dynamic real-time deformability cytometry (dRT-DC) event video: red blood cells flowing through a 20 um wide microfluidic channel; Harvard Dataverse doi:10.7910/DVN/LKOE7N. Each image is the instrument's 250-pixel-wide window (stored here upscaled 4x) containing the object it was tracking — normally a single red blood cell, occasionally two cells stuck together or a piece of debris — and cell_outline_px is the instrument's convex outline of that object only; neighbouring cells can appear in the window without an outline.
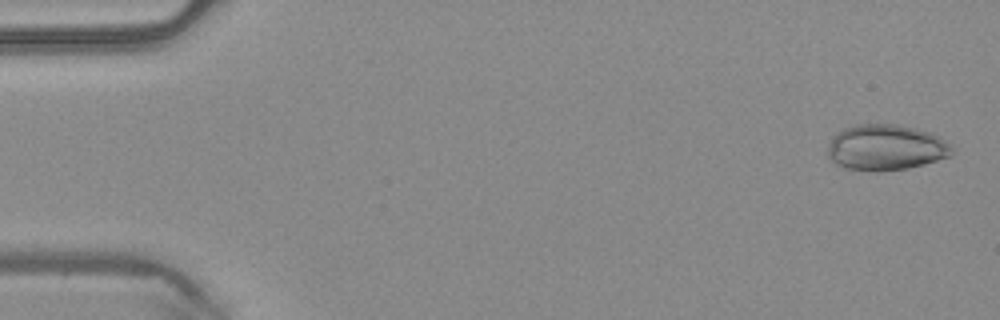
{"species": "common noctule bat (a hibernating species)", "species_latin": "Nyctalus noctula", "temperature_condition": "warm", "stored_images_in_passage": 48, "camera_frame_rate_fps": 3000, "um_per_image_px": 0.085, "animal": {"sex": "male", "body_mass_g": 20.4}, "frame": {"image": 1, "passage_image": 1, "time_ms": 0.0, "image_size_px": [1000, 320], "cell_outline_px": [[952, 156], [924, 164], [908, 168], [880, 172], [872, 172], [844, 168], [836, 164], [828, 156], [828, 148], [832, 136], [836, 132], [844, 128], [856, 124], [896, 124], [916, 128], [928, 132], [944, 140], [952, 148]], "centroid_in_image_um": [75.26, 12.55], "position_along_channel_um": 9.7, "area_um2": 33.35}}
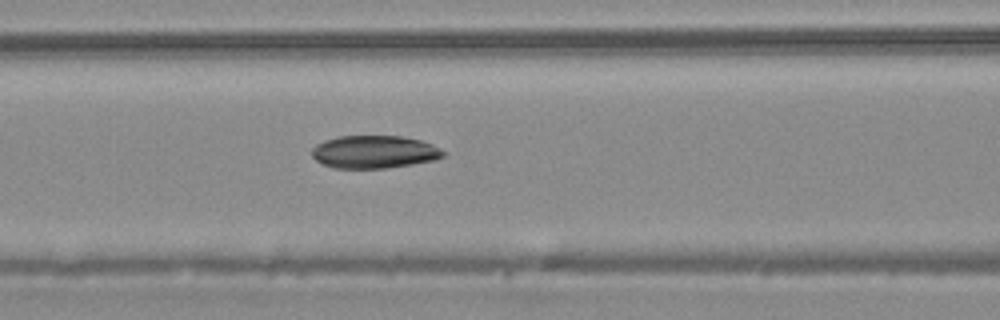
{"frame": {"image": 2, "passage_image": 20, "time_ms": 6.333, "image_size_px": [1000, 320], "cell_outline_px": [[448, 152], [444, 156], [436, 160], [388, 168], [332, 168], [316, 160], [312, 156], [312, 148], [316, 144], [324, 140], [340, 136], [400, 136], [420, 140], [432, 144]], "centroid_in_image_um": [31.84, 12.91], "position_along_channel_um": 134.8, "area_um2": 25.26}}
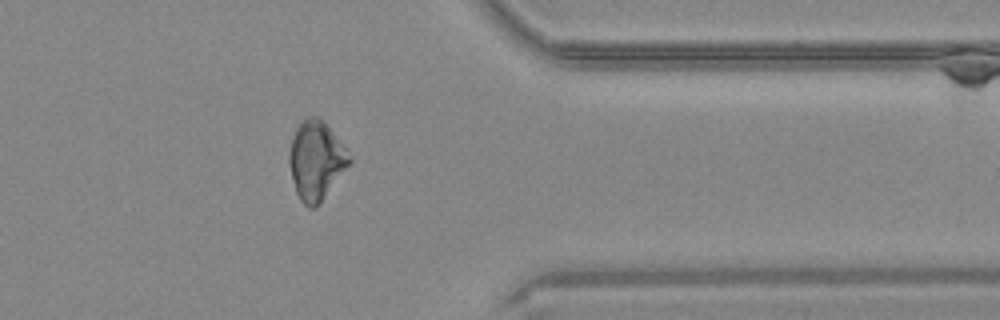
{"frame": {"image": 3, "passage_image": 39, "time_ms": 12.667, "image_size_px": [1000, 320], "cell_outline_px": [[352, 160], [316, 208], [308, 208], [300, 200], [296, 192], [288, 164], [288, 152], [292, 136], [296, 128], [308, 116], [320, 116], [324, 120], [344, 148]], "centroid_in_image_um": [26.82, 13.63], "position_along_channel_um": 384.6, "area_um2": 27.34}, "authors_computed_cell_mechanics": {"area_um2": 27.4261, "velocity_mm_per_s": 4.1306, "shape_relaxation_time_tau1_ms": null, "shape_relaxation_time_tau2_ms": 8.6629, "deformation_change_tau1": null, "deformation_change_tau2": 0.0857}}